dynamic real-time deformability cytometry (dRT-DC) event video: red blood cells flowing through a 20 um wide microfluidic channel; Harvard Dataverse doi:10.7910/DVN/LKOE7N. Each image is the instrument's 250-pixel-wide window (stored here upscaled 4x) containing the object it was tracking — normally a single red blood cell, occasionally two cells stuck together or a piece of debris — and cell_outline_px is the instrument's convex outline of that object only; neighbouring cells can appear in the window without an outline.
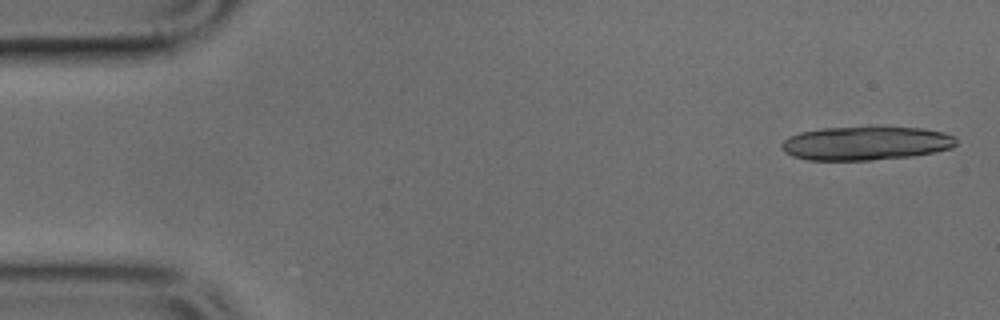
{"species": "common noctule bat (a hibernating species)", "species_latin": "Nyctalus noctula", "temperature_condition": "cold", "stored_images_in_passage": 5, "camera_frame_rate_fps": 3000, "um_per_image_px": 0.085, "animal": {"sex": "male", "body_mass_g": 17.9, "forearm_length_mm": 54.2}, "frame": {"image": 1, "passage_image": 1, "time_ms": 0.0, "image_size_px": [1000, 320], "cell_outline_px": [[956, 144], [952, 148], [912, 156], [872, 160], [808, 160], [792, 156], [784, 152], [780, 144], [788, 136], [800, 132], [824, 128], [872, 124], [920, 128], [944, 132], [956, 136]], "centroid_in_image_um": [73.6, 12.13], "position_along_channel_um": 11.4, "area_um2": 35.43}}
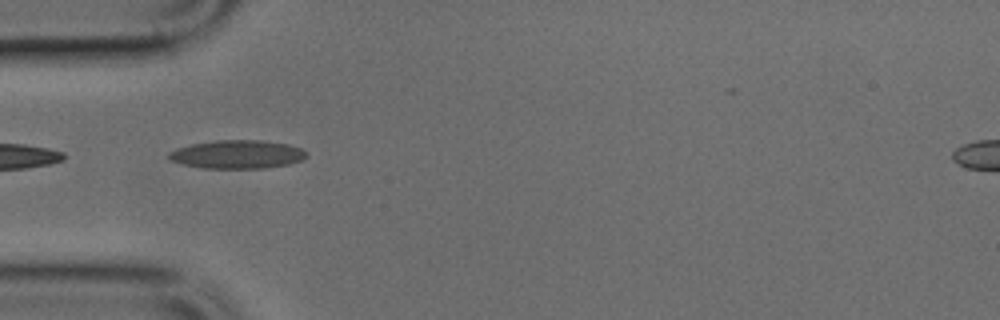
{"frame": {"image": 2, "passage_image": 4, "time_ms": 1.0, "image_size_px": [1000, 320], "cell_outline_px": [[308, 156], [300, 160], [288, 164], [264, 168], [204, 168], [184, 164], [172, 160], [168, 156], [168, 152], [192, 144], [216, 140], [260, 140], [288, 144], [300, 148], [308, 152]], "centroid_in_image_um": [20.21, 13.11], "position_along_channel_um": 64.8, "area_um2": 22.54}}